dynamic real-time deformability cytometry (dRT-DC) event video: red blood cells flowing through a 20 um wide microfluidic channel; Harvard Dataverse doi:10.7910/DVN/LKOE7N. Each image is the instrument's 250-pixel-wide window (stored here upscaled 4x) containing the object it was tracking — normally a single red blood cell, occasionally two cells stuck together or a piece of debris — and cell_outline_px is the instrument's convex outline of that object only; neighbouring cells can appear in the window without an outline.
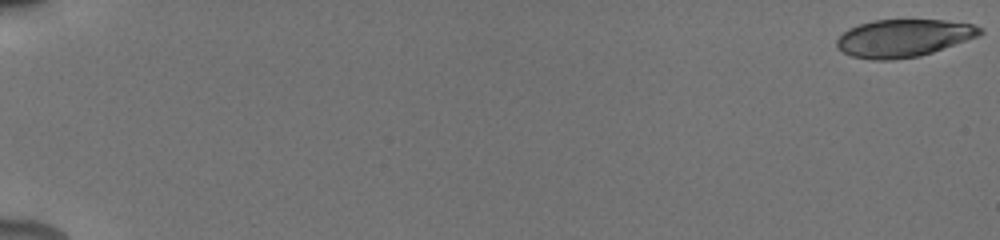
{"species": "human", "species_latin": "Homo sapiens", "temperature_condition": "cold", "stored_images_in_passage": 8, "camera_frame_rate_fps": 3000, "um_per_image_px": 0.085, "donor": {"sex": "male"}, "frame": {"image": 1, "passage_image": 1, "time_ms": 0.0, "image_size_px": [1000, 240], "cell_outline_px": [[984, 32], [980, 36], [920, 56], [892, 60], [872, 60], [852, 56], [844, 52], [836, 44], [836, 40], [848, 28], [860, 24], [876, 20], [944, 20], [972, 24], [984, 28]], "centroid_in_image_um": [76.84, 3.24], "position_along_channel_um": 8.2, "area_um2": 31.33}}
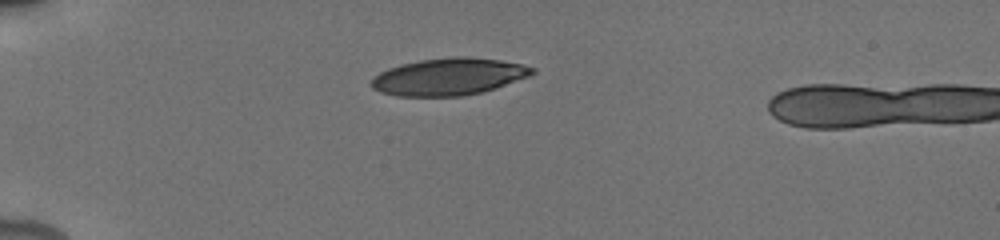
{"frame": {"image": 2, "passage_image": 6, "time_ms": 5.333, "image_size_px": [1000, 240], "cell_outline_px": [[536, 72], [528, 76], [496, 88], [484, 92], [464, 96], [396, 96], [380, 92], [372, 88], [372, 80], [380, 72], [388, 68], [400, 64], [420, 60], [452, 56], [464, 56], [500, 60], [520, 64], [536, 68]], "centroid_in_image_um": [38.15, 6.52], "position_along_channel_um": 46.9, "area_um2": 34.8}}
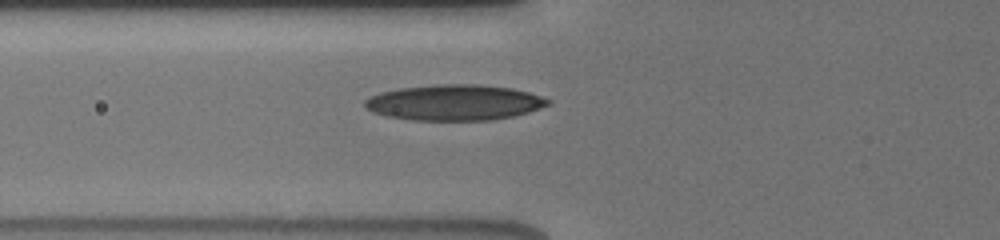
{"frame": {"image": 3, "passage_image": 8, "time_ms": 7.333, "image_size_px": [1000, 240], "cell_outline_px": [[552, 104], [528, 112], [512, 116], [492, 120], [412, 120], [388, 116], [372, 112], [364, 108], [364, 100], [380, 92], [400, 88], [436, 84], [476, 84], [512, 88], [528, 92], [552, 100]], "centroid_in_image_um": [38.63, 8.71], "position_along_channel_um": 87.2, "area_um2": 38.15}}